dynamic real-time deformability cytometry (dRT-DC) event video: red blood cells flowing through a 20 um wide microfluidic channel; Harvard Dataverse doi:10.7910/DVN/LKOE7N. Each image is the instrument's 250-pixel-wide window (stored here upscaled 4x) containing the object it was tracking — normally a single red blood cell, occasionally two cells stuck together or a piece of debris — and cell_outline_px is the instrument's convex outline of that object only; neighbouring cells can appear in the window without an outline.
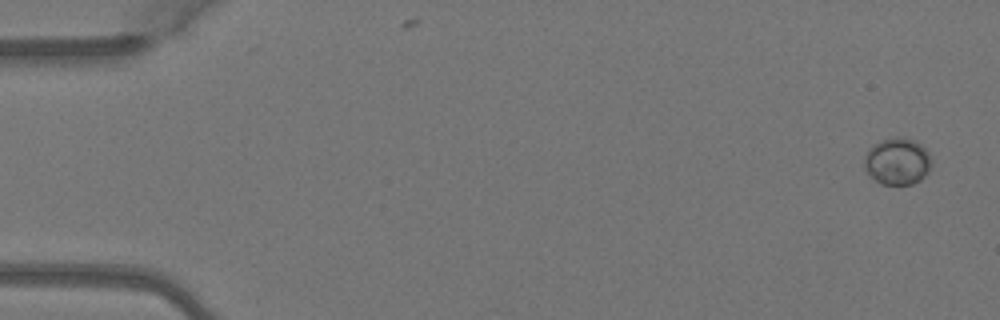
{"species": "Egyptian fruit bat (a non-hibernating species)", "species_latin": "Rousettus aegyptiacus", "temperature_condition": "warm", "stored_images_in_passage": 6, "camera_frame_rate_fps": 3000, "um_per_image_px": 0.085, "animal": {"sex": "female"}, "frame": {"image": 1, "passage_image": 1, "time_ms": 0.0, "image_size_px": [1000, 320], "cell_outline_px": [[932, 164], [928, 172], [920, 180], [912, 184], [880, 184], [864, 168], [864, 156], [868, 148], [872, 144], [880, 140], [896, 136], [900, 136], [916, 140], [928, 152], [932, 160]], "centroid_in_image_um": [76.27, 13.68], "position_along_channel_um": 8.7, "area_um2": 18.61}}
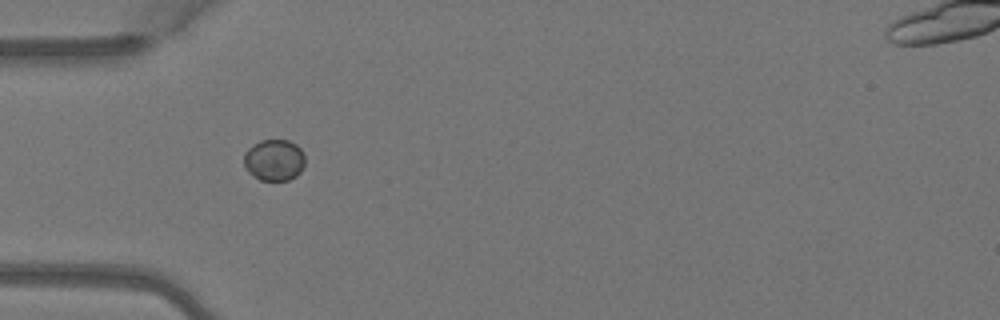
{"frame": {"image": 2, "passage_image": 5, "time_ms": 1.333, "image_size_px": [1000, 320], "cell_outline_px": [[304, 164], [300, 172], [296, 176], [288, 180], [260, 180], [252, 176], [244, 168], [244, 152], [252, 144], [260, 140], [288, 140], [296, 144], [304, 152]], "centroid_in_image_um": [23.28, 13.6], "position_along_channel_um": 61.7, "area_um2": 14.97}}
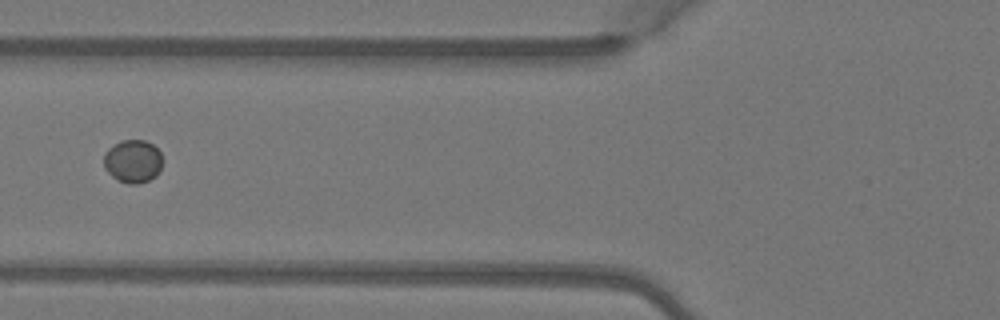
{"frame": {"image": 3, "passage_image": 6, "time_ms": 1.667, "image_size_px": [1000, 320], "cell_outline_px": [[160, 168], [156, 176], [148, 180], [136, 184], [128, 184], [116, 180], [104, 168], [104, 152], [108, 148], [120, 140], [144, 140], [152, 144], [160, 152]], "centroid_in_image_um": [11.25, 13.7], "position_along_channel_um": 114.6, "area_um2": 14.68}}